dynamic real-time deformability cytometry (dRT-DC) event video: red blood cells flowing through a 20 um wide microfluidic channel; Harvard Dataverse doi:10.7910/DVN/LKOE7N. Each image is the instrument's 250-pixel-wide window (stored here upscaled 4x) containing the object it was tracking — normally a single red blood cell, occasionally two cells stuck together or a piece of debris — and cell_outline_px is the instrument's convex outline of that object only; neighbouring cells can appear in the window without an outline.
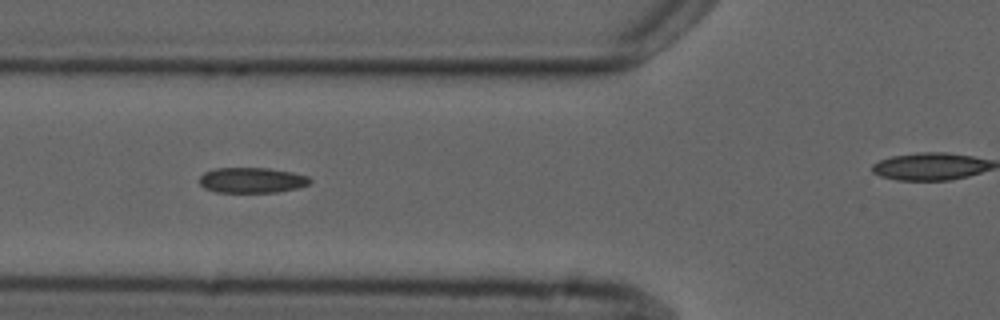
{"species": "common noctule bat (a hibernating species)", "species_latin": "Nyctalus noctula", "temperature_condition": "cold", "stored_images_in_passage": 8, "camera_frame_rate_fps": 3000, "um_per_image_px": 0.085, "animal": {"sex": "male", "forearm_length_mm": 52.5}, "frame": {"image": 1, "passage_image": 6, "time_ms": 6.667, "image_size_px": [1000, 320], "cell_outline_px": [[312, 180], [308, 184], [296, 188], [276, 192], [216, 192], [204, 188], [200, 184], [200, 176], [204, 172], [216, 168], [268, 168], [292, 172], [308, 176]], "centroid_in_image_um": [21.39, 15.31], "position_along_channel_um": 104.4, "area_um2": 16.3}}
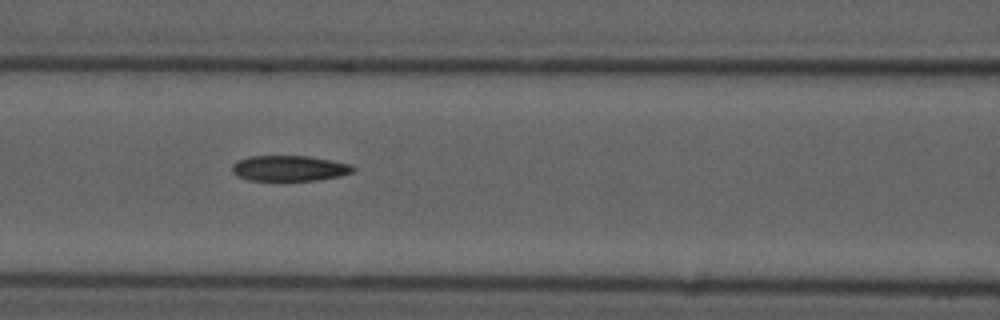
{"frame": {"image": 2, "passage_image": 7, "time_ms": 9.667, "image_size_px": [1000, 320], "cell_outline_px": [[356, 168], [352, 172], [340, 176], [320, 180], [248, 180], [232, 172], [232, 164], [236, 160], [252, 156], [308, 156], [352, 164]], "centroid_in_image_um": [24.61, 14.3], "position_along_channel_um": 142.0, "area_um2": 17.98}}
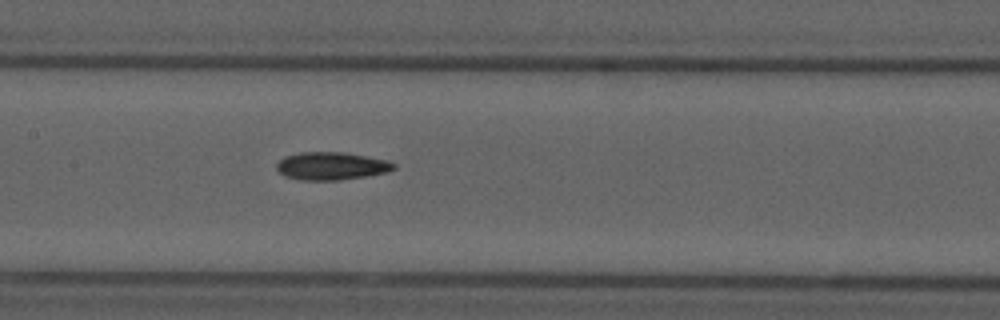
{"frame": {"image": 3, "passage_image": 8, "time_ms": 10.667, "image_size_px": [1000, 320], "cell_outline_px": [[396, 168], [388, 172], [364, 176], [336, 180], [300, 180], [284, 176], [276, 168], [276, 164], [284, 156], [300, 152], [344, 152], [388, 160], [396, 164]], "centroid_in_image_um": [28.16, 14.1], "position_along_channel_um": 179.2, "area_um2": 19.02}}